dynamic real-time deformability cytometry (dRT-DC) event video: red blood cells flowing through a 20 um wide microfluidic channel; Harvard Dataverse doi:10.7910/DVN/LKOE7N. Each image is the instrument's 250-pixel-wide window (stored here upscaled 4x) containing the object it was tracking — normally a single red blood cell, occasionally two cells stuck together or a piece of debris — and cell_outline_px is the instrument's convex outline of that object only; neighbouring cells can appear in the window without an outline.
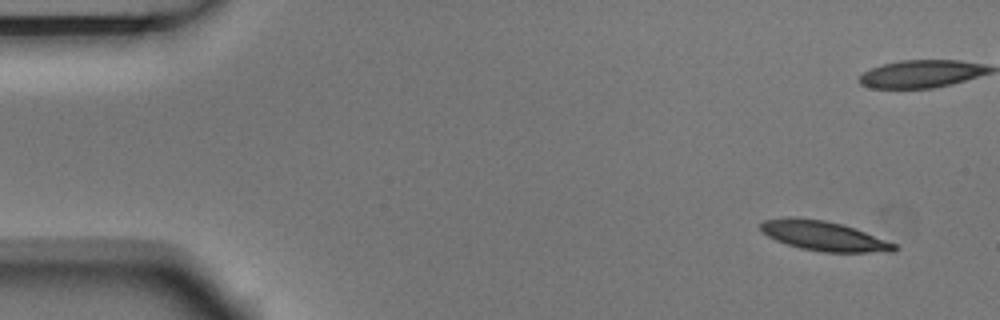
{"species": "Egyptian fruit bat (a non-hibernating species)", "species_latin": "Rousettus aegyptiacus", "temperature_condition": "room temperature", "stored_images_in_passage": 5, "camera_frame_rate_fps": 3000, "um_per_image_px": 0.085, "animal": {"sex": "male"}, "frame": {"image": 1, "passage_image": 1, "time_ms": 0.0, "image_size_px": [1000, 320], "cell_outline_px": [[896, 252], [824, 252], [800, 248], [776, 240], [768, 236], [760, 228], [760, 224], [764, 220], [788, 216], [792, 216], [824, 220], [856, 228], [896, 244]], "centroid_in_image_um": [70.02, 20.04], "position_along_channel_um": 15.0, "area_um2": 23.06}}